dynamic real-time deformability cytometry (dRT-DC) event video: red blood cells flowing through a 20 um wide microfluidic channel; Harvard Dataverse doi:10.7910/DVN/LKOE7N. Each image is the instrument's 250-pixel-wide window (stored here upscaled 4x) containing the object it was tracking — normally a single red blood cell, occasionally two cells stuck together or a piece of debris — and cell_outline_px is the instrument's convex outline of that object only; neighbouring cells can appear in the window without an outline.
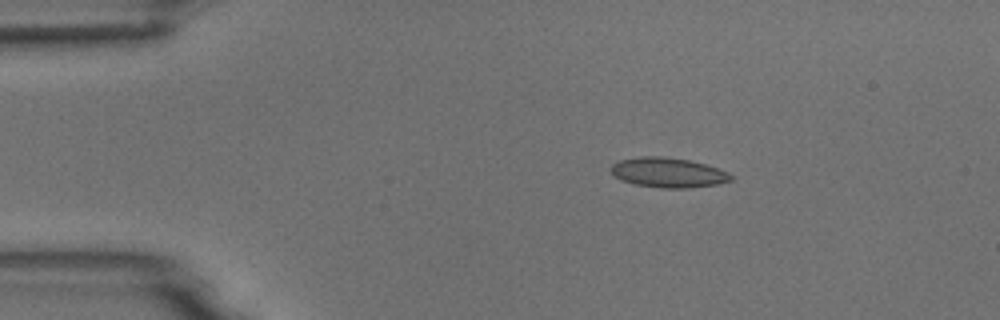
{"species": "common noctule bat (a hibernating species)", "species_latin": "Nyctalus noctula", "temperature_condition": "room temperature", "stored_images_in_passage": 3, "camera_frame_rate_fps": 3000, "um_per_image_px": 0.085, "animal": {"sex": "male", "body_mass_g": 18.8}, "frame": {"image": 1, "passage_image": 2, "time_ms": 1.333, "image_size_px": [1000, 320], "cell_outline_px": [[732, 180], [716, 184], [688, 188], [660, 188], [636, 184], [620, 180], [612, 172], [612, 164], [620, 160], [640, 156], [664, 156], [688, 160], [704, 164], [728, 172], [732, 176]], "centroid_in_image_um": [56.78, 14.67], "position_along_channel_um": 28.2, "area_um2": 20.63}}